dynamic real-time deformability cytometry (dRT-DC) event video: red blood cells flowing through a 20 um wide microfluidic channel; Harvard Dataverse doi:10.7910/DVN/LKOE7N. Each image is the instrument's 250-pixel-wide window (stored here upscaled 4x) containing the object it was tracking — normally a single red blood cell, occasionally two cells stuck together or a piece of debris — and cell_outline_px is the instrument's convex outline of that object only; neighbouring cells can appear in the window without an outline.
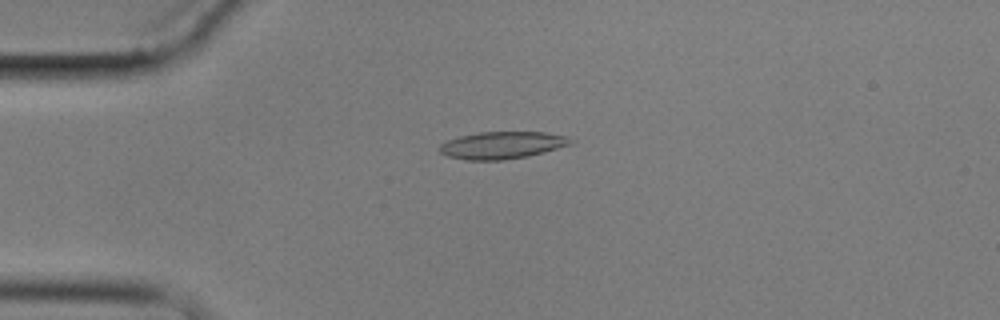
{"species": "common noctule bat (a hibernating species)", "species_latin": "Nyctalus noctula", "temperature_condition": "cold", "stored_images_in_passage": 5, "camera_frame_rate_fps": 3000, "um_per_image_px": 0.085, "animal": {"sex": "male", "body_mass_g": 17.9}, "frame": {"image": 1, "passage_image": 4, "time_ms": 3.333, "image_size_px": [1000, 320], "cell_outline_px": [[572, 144], [544, 152], [528, 156], [504, 160], [468, 160], [448, 156], [440, 152], [440, 144], [448, 140], [460, 136], [480, 132], [544, 132], [568, 136]], "centroid_in_image_um": [42.69, 12.34], "position_along_channel_um": 42.3, "area_um2": 20.63}}
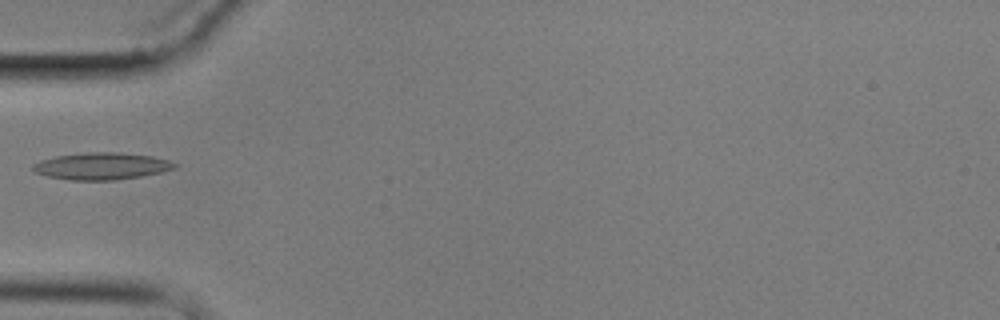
{"frame": {"image": 2, "passage_image": 5, "time_ms": 5.0, "image_size_px": [1000, 320], "cell_outline_px": [[176, 168], [160, 172], [140, 176], [112, 180], [72, 180], [48, 176], [32, 172], [32, 168], [40, 160], [56, 156], [88, 152], [120, 152], [152, 156], [168, 160], [176, 164]], "centroid_in_image_um": [8.62, 14.11], "position_along_channel_um": 76.4, "area_um2": 22.08}}